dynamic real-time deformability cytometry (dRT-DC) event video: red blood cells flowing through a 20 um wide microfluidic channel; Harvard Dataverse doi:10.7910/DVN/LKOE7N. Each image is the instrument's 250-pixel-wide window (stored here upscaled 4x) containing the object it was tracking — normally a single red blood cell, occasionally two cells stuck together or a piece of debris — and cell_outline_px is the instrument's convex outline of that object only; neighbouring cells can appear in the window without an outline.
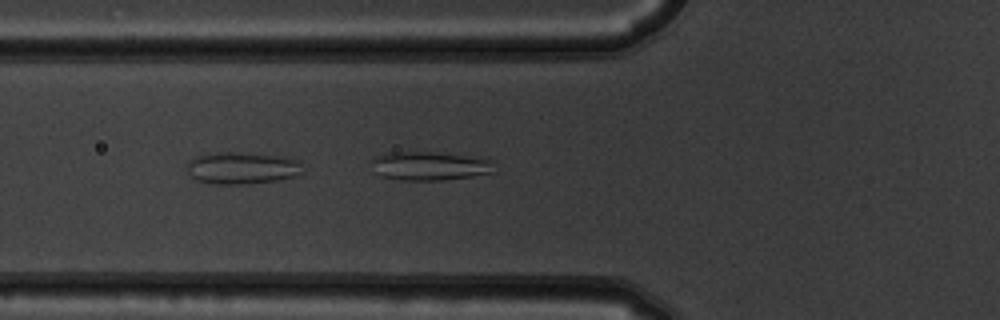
{"species": "common noctule bat (a hibernating species)", "species_latin": "Nyctalus noctula", "temperature_condition": "warm", "stored_images_in_passage": 6, "camera_frame_rate_fps": 3000, "um_per_image_px": 0.085, "animal": {"sex": "male", "body_mass_g": 19.5, "forearm_length_mm": 54.6}, "frame": {"image": 1, "passage_image": 6, "time_ms": 1.667, "image_size_px": [1000, 320], "cell_outline_px": [[496, 172], [472, 176], [444, 180], [400, 180], [384, 176], [372, 160], [388, 152], [432, 152], [488, 156], [492, 160]], "centroid_in_image_um": [36.76, 14.08], "position_along_channel_um": 89.0, "area_um2": 20.52}}